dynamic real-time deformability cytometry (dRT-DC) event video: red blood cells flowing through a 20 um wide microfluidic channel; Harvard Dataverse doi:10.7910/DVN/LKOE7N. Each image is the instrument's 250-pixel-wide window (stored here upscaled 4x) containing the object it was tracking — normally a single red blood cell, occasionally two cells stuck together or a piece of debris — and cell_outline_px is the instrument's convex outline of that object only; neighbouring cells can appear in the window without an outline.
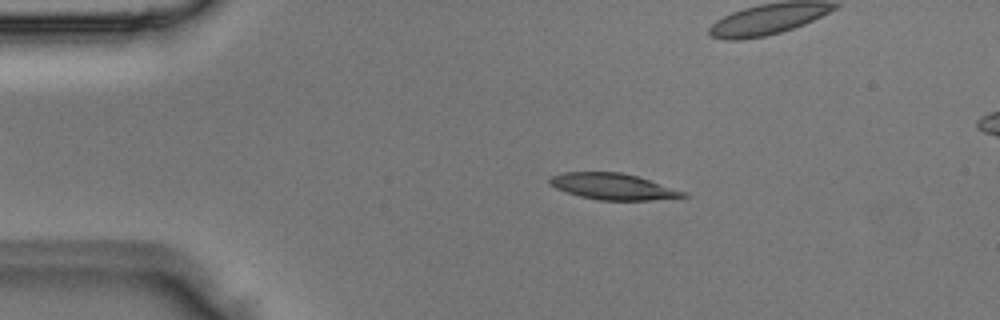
{"species": "Egyptian fruit bat (a non-hibernating species)", "species_latin": "Rousettus aegyptiacus", "temperature_condition": "room temperature", "stored_images_in_passage": 4, "camera_frame_rate_fps": 3000, "um_per_image_px": 0.085, "animal": {"sex": "male"}, "frame": {"image": 1, "passage_image": 2, "time_ms": 0.333, "image_size_px": [1000, 320], "cell_outline_px": [[692, 196], [652, 200], [596, 200], [580, 196], [556, 188], [548, 184], [548, 180], [552, 176], [564, 172], [620, 172], [636, 176], [688, 192]], "centroid_in_image_um": [52.14, 15.86], "position_along_channel_um": 32.9, "area_um2": 20.4}}